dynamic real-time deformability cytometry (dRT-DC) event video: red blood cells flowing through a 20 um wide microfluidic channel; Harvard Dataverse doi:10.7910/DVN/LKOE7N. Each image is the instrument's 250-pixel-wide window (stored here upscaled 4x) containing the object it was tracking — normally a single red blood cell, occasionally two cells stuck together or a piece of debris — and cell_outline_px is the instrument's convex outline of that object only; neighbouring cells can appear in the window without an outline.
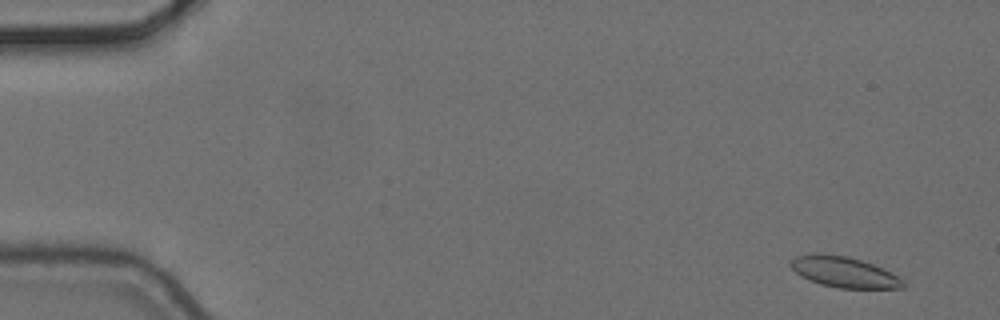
{"species": "common noctule bat (a hibernating species)", "species_latin": "Nyctalus noctula", "temperature_condition": "cold", "stored_images_in_passage": 6, "camera_frame_rate_fps": 3000, "um_per_image_px": 0.085, "animal": {"sex": "female", "body_mass_g": 24.6, "forearm_length_mm": 56.2}, "frame": {"image": 1, "passage_image": 2, "time_ms": 0.333, "image_size_px": [1000, 320], "cell_outline_px": [[908, 284], [904, 288], [836, 288], [820, 284], [808, 280], [796, 272], [788, 264], [796, 256], [812, 252], [820, 252], [848, 256], [872, 264], [904, 280]], "centroid_in_image_um": [71.7, 23.11], "position_along_channel_um": 13.3, "area_um2": 20.23}}
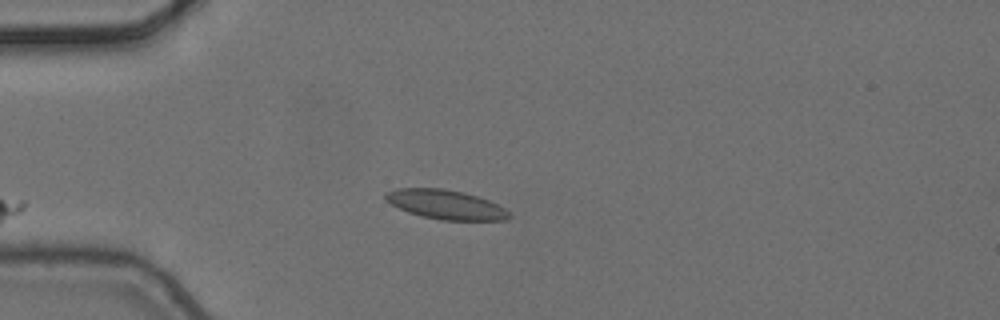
{"frame": {"image": 2, "passage_image": 5, "time_ms": 1.333, "image_size_px": [1000, 320], "cell_outline_px": [[512, 216], [508, 220], [440, 220], [408, 212], [384, 200], [384, 192], [396, 188], [440, 188], [464, 192], [488, 200], [504, 208]], "centroid_in_image_um": [37.86, 17.38], "position_along_channel_um": 47.1, "area_um2": 21.04}}